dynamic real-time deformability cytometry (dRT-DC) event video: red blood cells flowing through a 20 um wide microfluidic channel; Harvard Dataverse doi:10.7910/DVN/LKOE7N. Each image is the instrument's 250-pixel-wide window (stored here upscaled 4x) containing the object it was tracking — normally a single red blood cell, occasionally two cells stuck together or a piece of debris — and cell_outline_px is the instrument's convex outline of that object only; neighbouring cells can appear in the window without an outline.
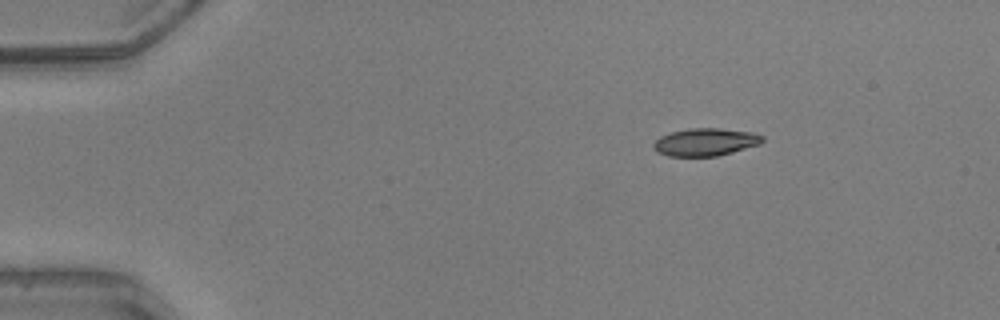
{"species": "common noctule bat (a hibernating species)", "species_latin": "Nyctalus noctula", "temperature_condition": "warm", "stored_images_in_passage": 43, "camera_frame_rate_fps": 3000, "um_per_image_px": 0.085, "animal": {"sex": "male", "body_mass_g": 20.5, "forearm_length_mm": 52.5}, "frame": {"image": 1, "passage_image": 1, "time_ms": 0.0, "image_size_px": [1000, 320], "cell_outline_px": [[764, 140], [760, 144], [732, 152], [716, 156], [668, 156], [656, 152], [652, 148], [652, 144], [660, 136], [672, 132], [688, 128], [720, 128], [752, 132], [764, 136]], "centroid_in_image_um": [59.94, 12.07], "position_along_channel_um": 25.1, "area_um2": 17.63}}
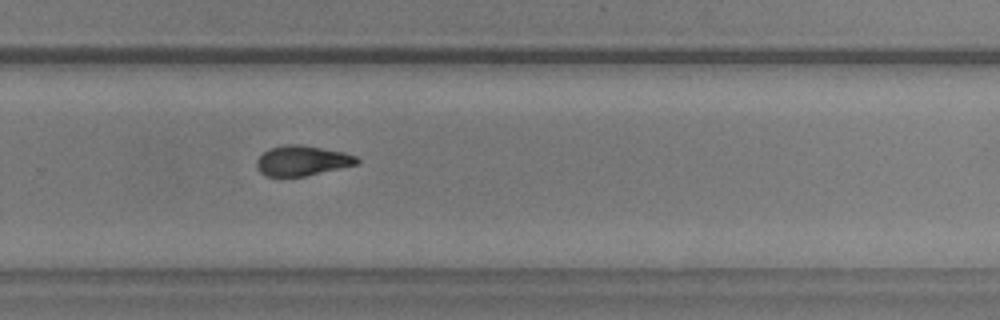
{"frame": {"image": 2, "passage_image": 27, "time_ms": 8.667, "image_size_px": [1000, 320], "cell_outline_px": [[360, 164], [304, 176], [264, 176], [256, 168], [256, 160], [268, 148], [288, 144], [300, 144], [344, 152], [356, 156], [360, 160]], "centroid_in_image_um": [25.68, 13.65], "position_along_channel_um": 304.1, "area_um2": 17.69}}
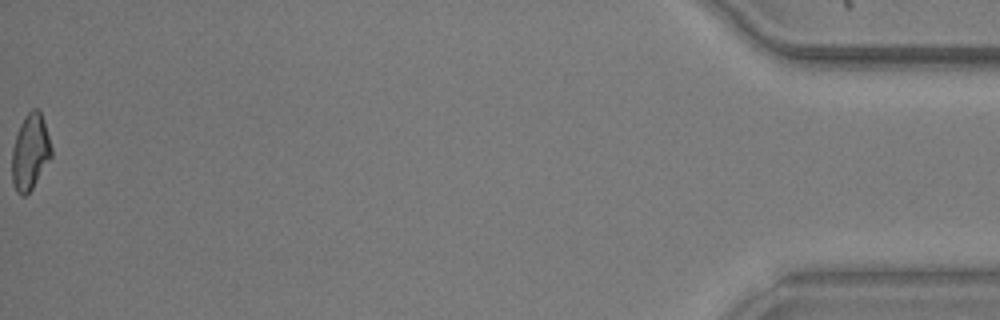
{"frame": {"image": 3, "passage_image": 43, "time_ms": 14.0, "image_size_px": [1000, 320], "cell_outline_px": [[52, 156], [32, 188], [24, 196], [20, 196], [16, 192], [12, 184], [12, 148], [20, 124], [24, 116], [32, 108], [36, 108], [40, 112], [52, 148]], "centroid_in_image_um": [2.55, 12.94], "position_along_channel_um": 432.7, "area_um2": 17.28}, "authors_computed_cell_mechanics": {"area_um2": 17.9758, "velocity_mm_per_s": 4.1675, "shape_relaxation_time_tau1_ms": null, "shape_relaxation_time_tau2_ms": 2.1642, "deformation_change_tau1": null, "deformation_change_tau2": 0.0817}}